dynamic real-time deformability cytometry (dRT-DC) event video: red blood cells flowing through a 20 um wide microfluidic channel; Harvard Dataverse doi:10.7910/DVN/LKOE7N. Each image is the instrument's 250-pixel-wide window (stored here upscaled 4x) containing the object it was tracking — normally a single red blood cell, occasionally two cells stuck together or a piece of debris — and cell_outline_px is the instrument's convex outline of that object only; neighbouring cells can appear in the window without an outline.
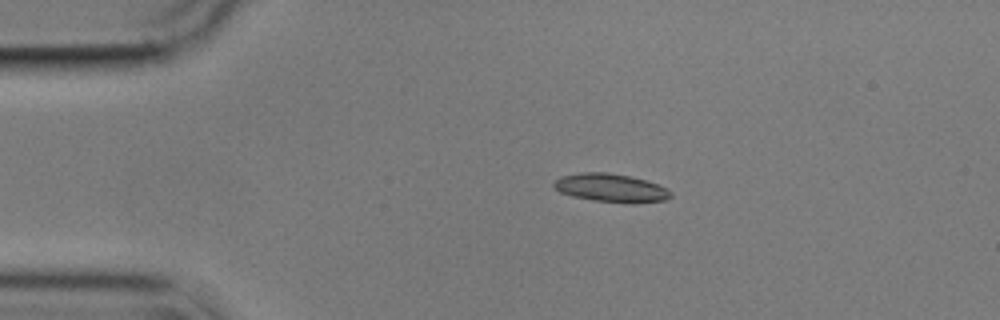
{"species": "common noctule bat (a hibernating species)", "species_latin": "Nyctalus noctula", "temperature_condition": "cold", "stored_images_in_passage": 46, "camera_frame_rate_fps": 3000, "um_per_image_px": 0.085, "animal": {"sex": "male", "body_mass_g": 17.9}, "frame": {"image": 1, "passage_image": 1, "time_ms": 0.0, "image_size_px": [1000, 320], "cell_outline_px": [[672, 196], [664, 200], [632, 204], [596, 200], [572, 196], [560, 192], [552, 184], [560, 176], [580, 172], [608, 172], [632, 176], [668, 188], [672, 192]], "centroid_in_image_um": [51.95, 15.96], "position_along_channel_um": 33.1, "area_um2": 19.36}}
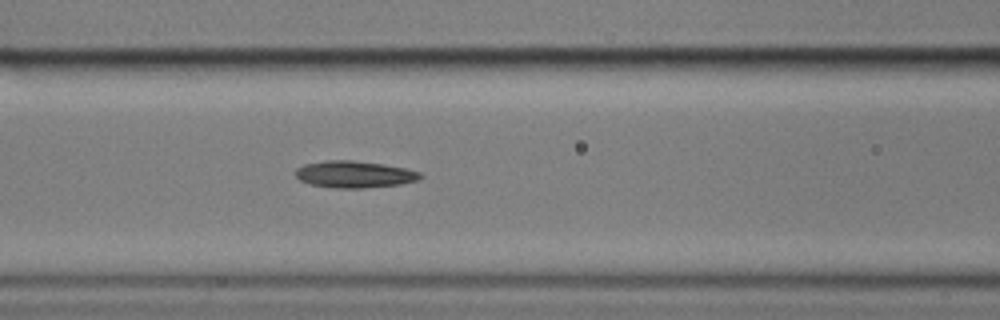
{"frame": {"image": 2, "passage_image": 13, "time_ms": 4.0, "image_size_px": [1000, 320], "cell_outline_px": [[424, 176], [416, 180], [400, 184], [364, 188], [336, 188], [312, 184], [300, 180], [296, 176], [296, 168], [304, 164], [328, 160], [352, 160], [384, 164], [404, 168], [420, 172]], "centroid_in_image_um": [30.13, 14.81], "position_along_channel_um": 136.5, "area_um2": 19.36}}
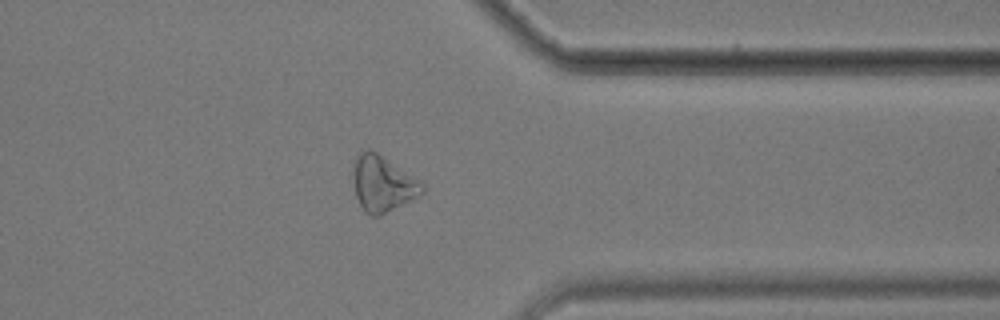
{"frame": {"image": 3, "passage_image": 34, "time_ms": 11.0, "image_size_px": [1000, 320], "cell_outline_px": [[424, 192], [380, 216], [372, 216], [364, 212], [356, 196], [352, 184], [352, 172], [356, 156], [360, 152], [368, 148], [376, 152], [420, 180], [424, 184]], "centroid_in_image_um": [32.48, 15.61], "position_along_channel_um": 378.9, "area_um2": 22.43}, "authors_computed_cell_mechanics": {"area_um2": 19.5942, "velocity_mm_per_s": 3.5703, "shape_relaxation_time_tau1_ms": 6.4077, "shape_relaxation_time_tau2_ms": 4.3329, "deformation_change_tau1": 0.1815, "deformation_change_tau2": 0.1416}}